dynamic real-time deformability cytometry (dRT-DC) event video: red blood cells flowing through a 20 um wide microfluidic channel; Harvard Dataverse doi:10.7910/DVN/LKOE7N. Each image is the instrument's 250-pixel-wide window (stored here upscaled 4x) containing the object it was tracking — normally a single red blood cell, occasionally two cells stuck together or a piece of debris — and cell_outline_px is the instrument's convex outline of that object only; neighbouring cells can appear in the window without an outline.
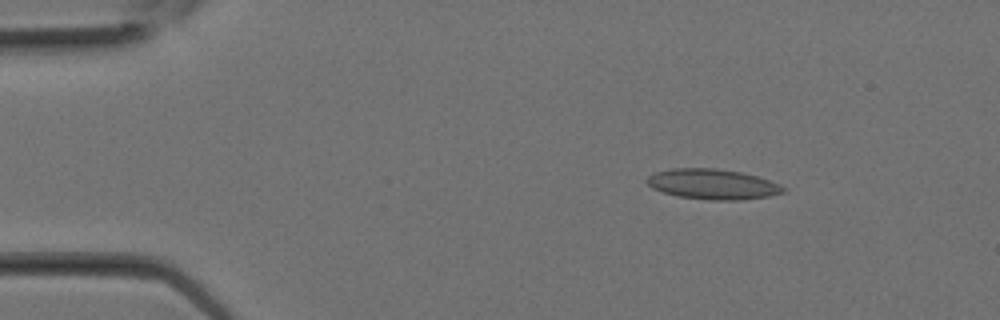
{"species": "Egyptian fruit bat (a non-hibernating species)", "species_latin": "Rousettus aegyptiacus", "temperature_condition": "room temperature", "stored_images_in_passage": 11, "camera_frame_rate_fps": 3000, "um_per_image_px": 0.085, "animal": {"sex": "female"}, "frame": {"image": 1, "passage_image": 4, "time_ms": 1.0, "image_size_px": [1000, 320], "cell_outline_px": [[788, 192], [768, 196], [740, 200], [712, 200], [676, 196], [652, 188], [644, 180], [648, 176], [656, 172], [672, 168], [716, 168], [740, 172], [756, 176], [780, 184], [788, 188]], "centroid_in_image_um": [60.6, 15.66], "position_along_channel_um": 24.4, "area_um2": 24.16}}
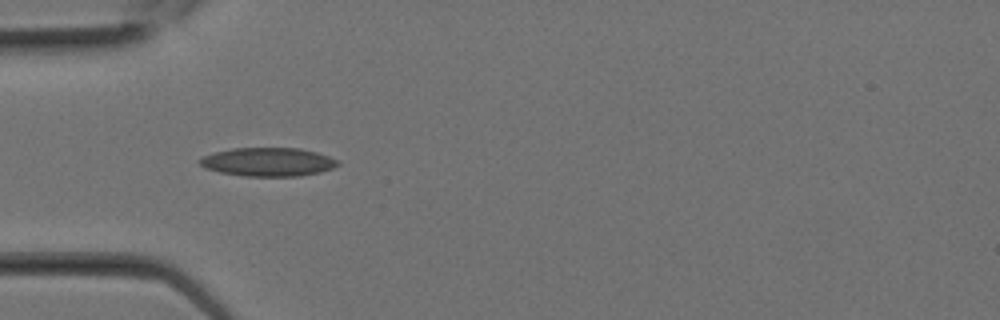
{"frame": {"image": 2, "passage_image": 8, "time_ms": 2.333, "image_size_px": [1000, 320], "cell_outline_px": [[340, 164], [332, 168], [320, 172], [300, 176], [244, 176], [220, 172], [204, 168], [196, 160], [204, 156], [216, 152], [232, 148], [300, 148], [316, 152], [340, 160]], "centroid_in_image_um": [22.79, 13.76], "position_along_channel_um": 62.2, "area_um2": 23.06}}
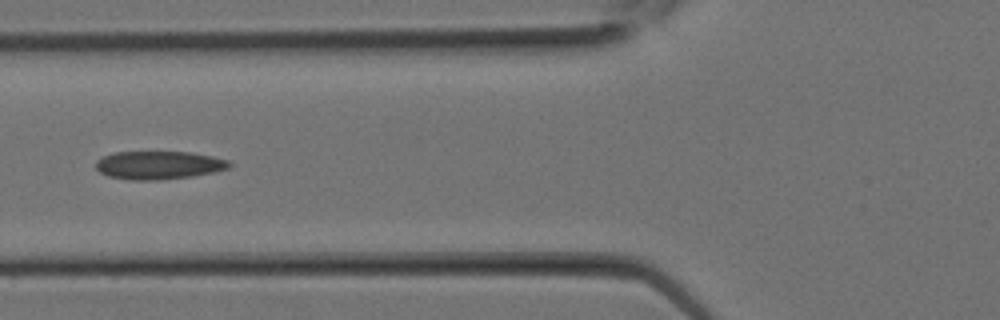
{"frame": {"image": 3, "passage_image": 10, "time_ms": 3.0, "image_size_px": [1000, 320], "cell_outline_px": [[232, 164], [228, 168], [212, 172], [192, 176], [160, 180], [128, 180], [108, 176], [100, 172], [96, 168], [96, 160], [112, 152], [188, 152], [212, 156], [228, 160]], "centroid_in_image_um": [13.46, 14.04], "position_along_channel_um": 112.3, "area_um2": 21.91}}